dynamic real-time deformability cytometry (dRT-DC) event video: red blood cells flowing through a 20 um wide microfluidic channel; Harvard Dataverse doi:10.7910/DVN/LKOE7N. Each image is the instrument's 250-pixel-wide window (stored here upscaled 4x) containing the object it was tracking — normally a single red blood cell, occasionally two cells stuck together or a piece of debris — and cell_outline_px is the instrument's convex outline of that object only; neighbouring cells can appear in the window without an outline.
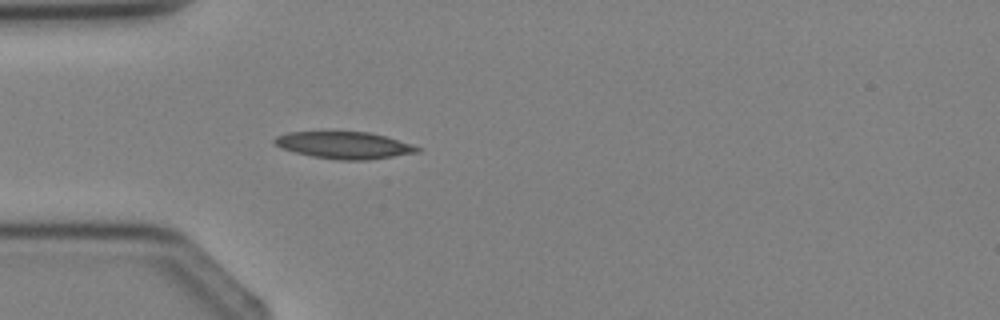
{"species": "Egyptian fruit bat (a non-hibernating species)", "species_latin": "Rousettus aegyptiacus", "temperature_condition": "cold", "stored_images_in_passage": 4, "camera_frame_rate_fps": 3000, "um_per_image_px": 0.085, "animal": {"sex": "female"}, "frame": {"image": 1, "passage_image": 4, "time_ms": 3.333, "image_size_px": [1000, 320], "cell_outline_px": [[424, 148], [420, 152], [368, 160], [336, 160], [312, 156], [296, 152], [284, 148], [276, 144], [272, 140], [276, 136], [288, 132], [368, 132], [384, 136], [412, 144]], "centroid_in_image_um": [29.31, 12.35], "position_along_channel_um": 55.7, "area_um2": 22.31}}